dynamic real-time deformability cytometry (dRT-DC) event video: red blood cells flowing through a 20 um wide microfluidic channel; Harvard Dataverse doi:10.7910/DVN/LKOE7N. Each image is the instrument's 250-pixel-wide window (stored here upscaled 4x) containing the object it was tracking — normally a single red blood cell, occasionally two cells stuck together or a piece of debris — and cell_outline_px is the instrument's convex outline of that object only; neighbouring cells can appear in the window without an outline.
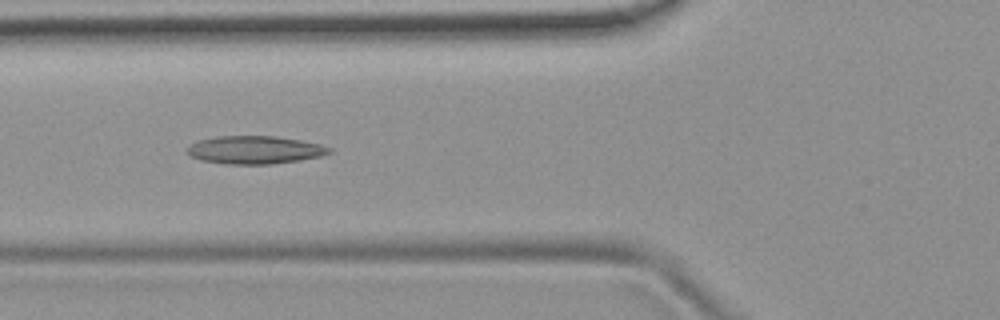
{"species": "common noctule bat (a hibernating species)", "species_latin": "Nyctalus noctula", "temperature_condition": "room temperature", "stored_images_in_passage": 5, "camera_frame_rate_fps": 3000, "um_per_image_px": 0.085, "animal": {"sex": "female", "body_mass_g": 19.9}, "frame": {"image": 1, "passage_image": 3, "time_ms": 2.333, "image_size_px": [1000, 320], "cell_outline_px": [[332, 152], [320, 156], [300, 160], [272, 164], [224, 164], [200, 160], [184, 152], [184, 148], [200, 140], [216, 136], [276, 136], [300, 140], [320, 144], [332, 148]], "centroid_in_image_um": [21.63, 12.74], "position_along_channel_um": 104.2, "area_um2": 23.29}}
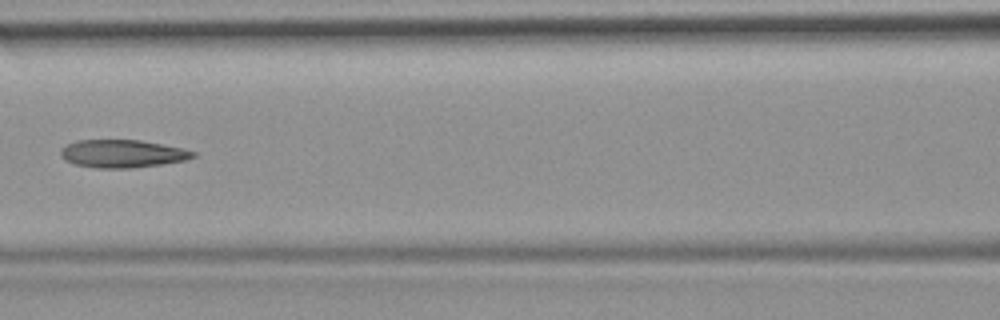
{"frame": {"image": 2, "passage_image": 4, "time_ms": 3.667, "image_size_px": [1000, 320], "cell_outline_px": [[196, 156], [184, 160], [160, 164], [132, 168], [96, 168], [76, 164], [64, 160], [60, 156], [60, 152], [68, 144], [80, 140], [140, 140], [184, 148], [196, 152]], "centroid_in_image_um": [10.42, 13.06], "position_along_channel_um": 156.2, "area_um2": 21.33}}